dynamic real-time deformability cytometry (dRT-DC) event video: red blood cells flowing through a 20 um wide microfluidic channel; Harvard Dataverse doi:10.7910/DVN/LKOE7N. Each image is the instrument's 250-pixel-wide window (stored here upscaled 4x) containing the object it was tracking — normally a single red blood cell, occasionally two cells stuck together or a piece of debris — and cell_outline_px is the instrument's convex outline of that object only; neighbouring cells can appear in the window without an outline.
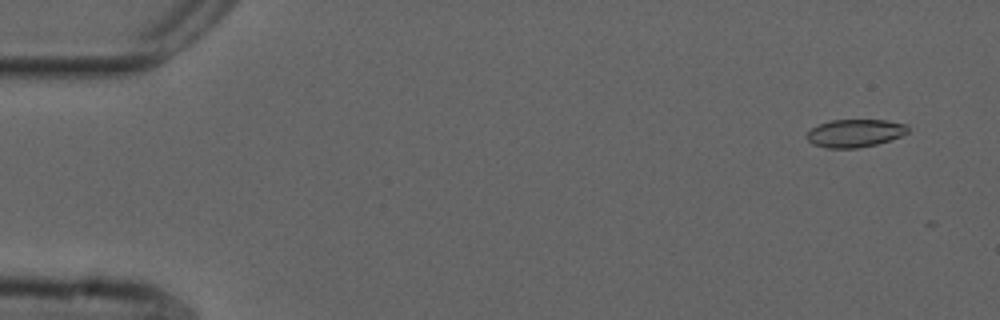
{"species": "common noctule bat (a hibernating species)", "species_latin": "Nyctalus noctula", "temperature_condition": "cold", "stored_images_in_passage": 11, "camera_frame_rate_fps": 3000, "um_per_image_px": 0.085, "animal": {"sex": "male", "forearm_length_mm": 52.5}, "frame": {"image": 1, "passage_image": 4, "time_ms": 1.0, "image_size_px": [1000, 320], "cell_outline_px": [[908, 132], [900, 136], [876, 144], [856, 148], [828, 148], [812, 144], [804, 136], [812, 128], [820, 124], [832, 120], [888, 120], [908, 124]], "centroid_in_image_um": [72.66, 11.31], "position_along_channel_um": 12.3, "area_um2": 16.36}}